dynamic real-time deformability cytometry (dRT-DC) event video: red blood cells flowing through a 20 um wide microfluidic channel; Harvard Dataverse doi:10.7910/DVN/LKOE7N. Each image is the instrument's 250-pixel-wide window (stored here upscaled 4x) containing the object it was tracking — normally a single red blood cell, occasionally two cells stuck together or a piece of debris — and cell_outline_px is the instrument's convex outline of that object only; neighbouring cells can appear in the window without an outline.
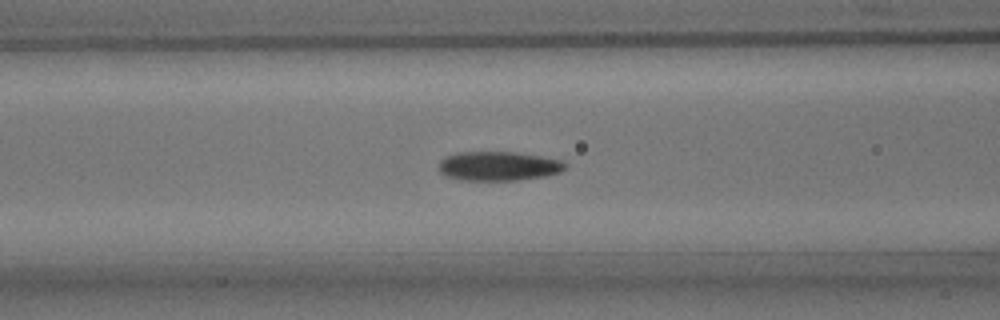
{"species": "common noctule bat (a hibernating species)", "species_latin": "Nyctalus noctula", "temperature_condition": "room temperature", "stored_images_in_passage": 39, "camera_frame_rate_fps": 3000, "um_per_image_px": 0.085, "animal": {"sex": "male", "body_mass_g": 15.6}, "frame": {"image": 1, "passage_image": 6, "time_ms": 1.667, "image_size_px": [1000, 320], "cell_outline_px": [[568, 164], [560, 172], [544, 176], [516, 180], [460, 180], [444, 176], [436, 168], [440, 160], [444, 156], [456, 152], [512, 152], [540, 156], [560, 160]], "centroid_in_image_um": [42.28, 14.11], "position_along_channel_um": 124.3, "area_um2": 21.68}}
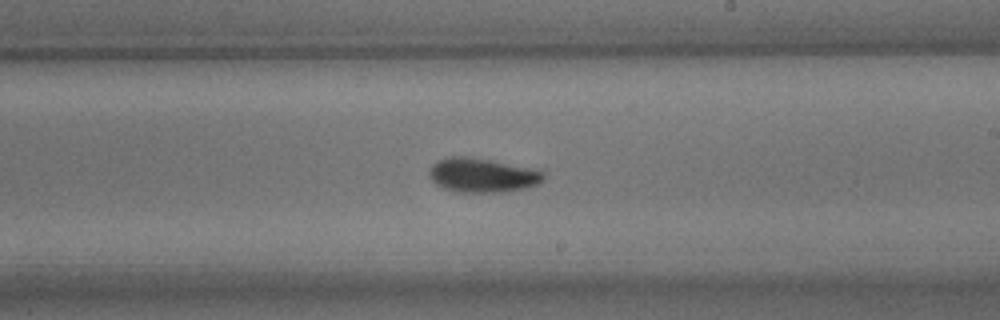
{"frame": {"image": 2, "passage_image": 16, "time_ms": 5.0, "image_size_px": [1000, 320], "cell_outline_px": [[544, 180], [536, 184], [524, 188], [504, 192], [456, 192], [444, 188], [436, 184], [428, 176], [428, 172], [432, 164], [436, 160], [448, 156], [468, 156], [532, 168], [544, 172]], "centroid_in_image_um": [40.94, 14.88], "position_along_channel_um": 248.1, "area_um2": 22.89}}
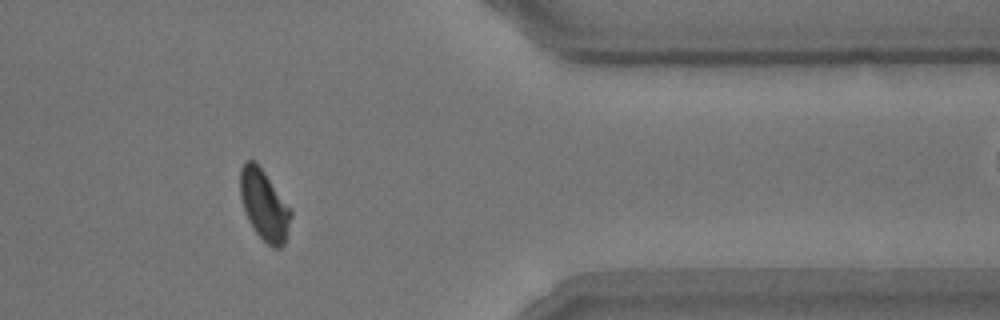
{"frame": {"image": 3, "passage_image": 29, "time_ms": 9.333, "image_size_px": [1000, 320], "cell_outline_px": [[292, 216], [284, 244], [280, 248], [272, 248], [256, 232], [248, 220], [240, 196], [240, 168], [248, 160], [252, 160], [264, 172], [292, 208]], "centroid_in_image_um": [22.48, 17.45], "position_along_channel_um": 388.9, "area_um2": 20.63}, "authors_computed_cell_mechanics": {"area_um2": 21.675, "velocity_mm_per_s": 3.7223, "shape_relaxation_time_tau1_ms": 2.9523, "shape_relaxation_time_tau2_ms": 1.6989, "deformation_change_tau1": 0.1093, "deformation_change_tau2": 0.0659}}